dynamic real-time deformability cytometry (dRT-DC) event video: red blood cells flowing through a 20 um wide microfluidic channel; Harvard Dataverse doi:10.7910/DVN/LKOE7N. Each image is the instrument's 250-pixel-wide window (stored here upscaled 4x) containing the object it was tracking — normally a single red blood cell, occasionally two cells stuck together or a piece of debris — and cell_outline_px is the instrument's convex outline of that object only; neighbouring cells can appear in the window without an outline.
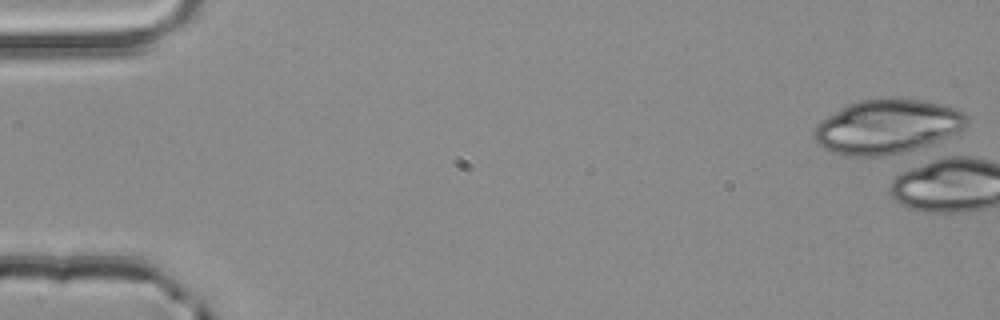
{"species": "common noctule bat (a hibernating species)", "species_latin": "Nyctalus noctula", "temperature_condition": "room temperature", "stored_images_in_passage": 4, "camera_frame_rate_fps": 3000, "um_per_image_px": 0.085, "animal": {"sex": "male", "body_mass_g": 20.4}, "frame": {"image": 1, "passage_image": 4, "time_ms": 1.0, "image_size_px": [1000, 320], "cell_outline_px": [[968, 120], [964, 128], [960, 132], [928, 148], [880, 156], [844, 156], [832, 152], [824, 148], [812, 136], [812, 132], [816, 124], [828, 116], [848, 104], [860, 100], [920, 100], [940, 104], [956, 108], [964, 112], [968, 116]], "centroid_in_image_um": [75.47, 10.81], "position_along_channel_um": 9.5, "area_um2": 48.49}}